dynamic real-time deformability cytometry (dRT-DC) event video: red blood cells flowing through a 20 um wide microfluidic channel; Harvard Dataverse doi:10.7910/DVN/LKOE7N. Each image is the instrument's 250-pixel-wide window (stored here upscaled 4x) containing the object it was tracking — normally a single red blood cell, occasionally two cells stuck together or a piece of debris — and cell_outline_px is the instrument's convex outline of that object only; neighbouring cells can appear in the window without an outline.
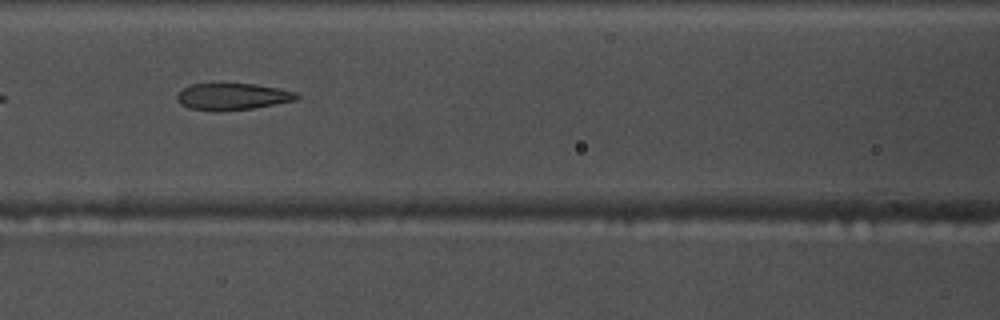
{"species": "common noctule bat (a hibernating species)", "species_latin": "Nyctalus noctula", "temperature_condition": "warm", "stored_images_in_passage": 39, "camera_frame_rate_fps": 3000, "um_per_image_px": 0.085, "animal": {"sex": "male", "body_mass_g": 17.5, "forearm_length_mm": 52.3}, "frame": {"image": 1, "passage_image": 10, "time_ms": 3.0, "image_size_px": [1000, 320], "cell_outline_px": [[300, 96], [296, 100], [252, 108], [220, 112], [216, 112], [188, 108], [180, 104], [176, 100], [176, 96], [184, 88], [192, 84], [216, 80], [256, 84], [296, 92]], "centroid_in_image_um": [19.68, 8.17], "position_along_channel_um": 146.9, "area_um2": 19.54}}
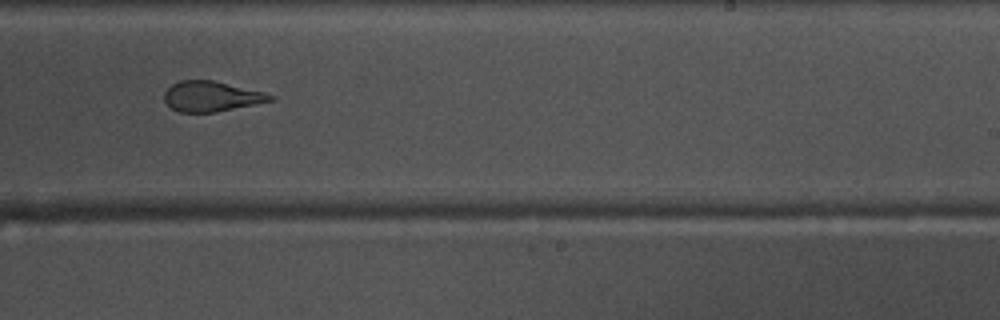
{"frame": {"image": 2, "passage_image": 20, "time_ms": 6.333, "image_size_px": [1000, 320], "cell_outline_px": [[276, 100], [216, 112], [180, 112], [172, 108], [164, 100], [164, 92], [172, 84], [180, 80], [212, 80], [264, 92], [276, 96]], "centroid_in_image_um": [17.99, 8.19], "position_along_channel_um": 271.0, "area_um2": 18.67}}
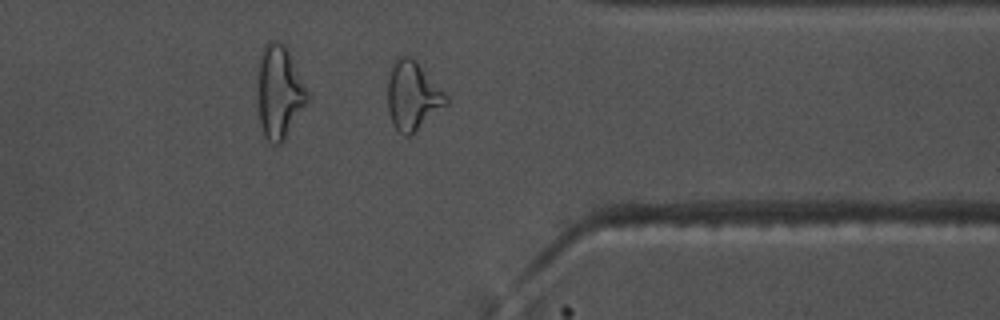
{"frame": {"image": 3, "passage_image": 29, "time_ms": 9.333, "image_size_px": [1000, 320], "cell_outline_px": [[448, 104], [412, 136], [404, 136], [392, 124], [388, 112], [388, 80], [392, 64], [396, 56], [412, 56], [416, 60], [448, 96]], "centroid_in_image_um": [35.08, 8.16], "position_along_channel_um": 376.3, "area_um2": 23.76}}